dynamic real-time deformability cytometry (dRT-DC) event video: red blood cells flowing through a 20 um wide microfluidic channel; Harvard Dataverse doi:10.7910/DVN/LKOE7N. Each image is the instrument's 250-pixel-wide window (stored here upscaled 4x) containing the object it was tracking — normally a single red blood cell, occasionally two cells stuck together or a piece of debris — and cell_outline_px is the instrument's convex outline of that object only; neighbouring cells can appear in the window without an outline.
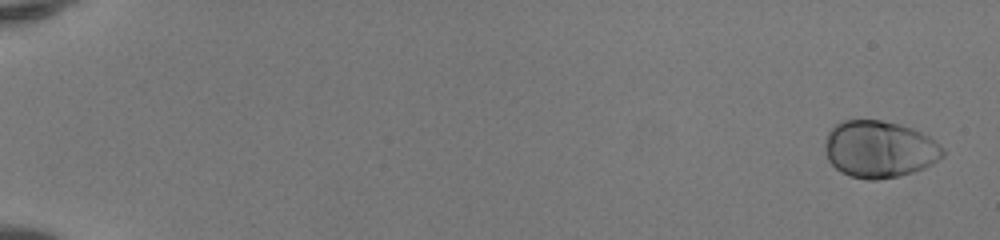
{"species": "human", "species_latin": "Homo sapiens", "temperature_condition": "room temperature", "stored_images_in_passage": 52, "camera_frame_rate_fps": 3000, "um_per_image_px": 0.085, "donor": {"sex": "female"}, "frame": {"image": 1, "passage_image": 2, "time_ms": 0.333, "image_size_px": [1000, 240], "cell_outline_px": [[944, 156], [932, 164], [924, 168], [900, 176], [876, 180], [868, 180], [852, 176], [840, 172], [828, 160], [824, 144], [828, 132], [836, 124], [844, 120], [880, 120], [900, 124], [912, 128], [928, 136], [944, 148]], "centroid_in_image_um": [74.75, 12.68], "position_along_channel_um": 10.2, "area_um2": 39.13}}
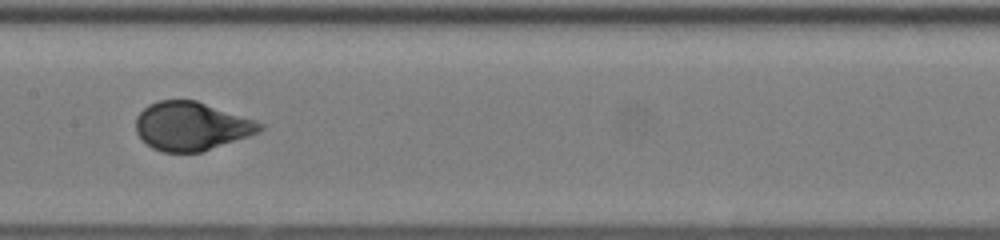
{"frame": {"image": 2, "passage_image": 29, "time_ms": 9.333, "image_size_px": [1000, 240], "cell_outline_px": [[264, 128], [260, 132], [200, 152], [164, 152], [152, 148], [136, 132], [136, 116], [148, 104], [160, 100], [196, 100], [256, 120], [264, 124]], "centroid_in_image_um": [16.27, 10.71], "position_along_channel_um": 191.1, "area_um2": 34.91}}
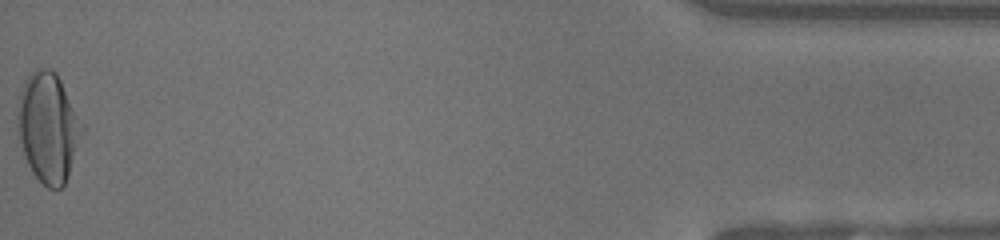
{"frame": {"image": 3, "passage_image": 52, "time_ms": 17.0, "image_size_px": [1000, 240], "cell_outline_px": [[84, 132], [68, 176], [64, 184], [60, 188], [48, 188], [32, 172], [24, 156], [20, 140], [16, 116], [20, 92], [24, 80], [36, 68], [52, 68], [56, 72], [84, 124]], "centroid_in_image_um": [4.11, 10.8], "position_along_channel_um": 431.1, "area_um2": 41.33}, "authors_computed_cell_mechanics": {"area_um2": 36.3562, "velocity_mm_per_s": 4.1428, "shape_relaxation_time_tau1_ms": 2.9131, "shape_relaxation_time_tau2_ms": null, "deformation_change_tau1": 0.1719, "deformation_change_tau2": null}}